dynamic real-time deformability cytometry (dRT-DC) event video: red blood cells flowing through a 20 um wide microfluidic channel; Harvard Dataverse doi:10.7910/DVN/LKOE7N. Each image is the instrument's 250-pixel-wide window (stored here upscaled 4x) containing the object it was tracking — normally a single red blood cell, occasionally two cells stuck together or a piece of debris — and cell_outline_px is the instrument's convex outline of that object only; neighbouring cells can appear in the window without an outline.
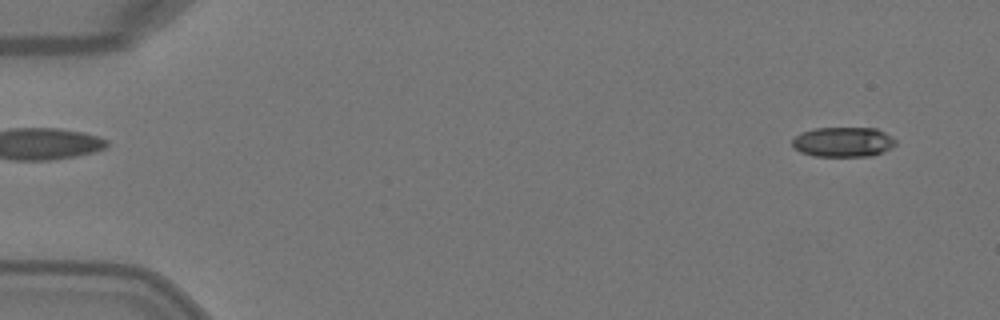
{"species": "Egyptian fruit bat (a non-hibernating species)", "species_latin": "Rousettus aegyptiacus", "temperature_condition": "warm", "stored_images_in_passage": 6, "segment_of_instrument_passage": [1, 2], "camera_frame_rate_fps": 3000, "um_per_image_px": 0.085, "animal": {"sex": "female"}, "frame": {"image": 1, "passage_image": 1, "time_ms": 0.0, "image_size_px": [1000, 320], "cell_outline_px": [[896, 144], [892, 148], [872, 156], [812, 156], [800, 152], [792, 144], [792, 140], [800, 132], [816, 128], [876, 128], [892, 136], [896, 140]], "centroid_in_image_um": [71.68, 12.07], "position_along_channel_um": 13.3, "area_um2": 18.09}}
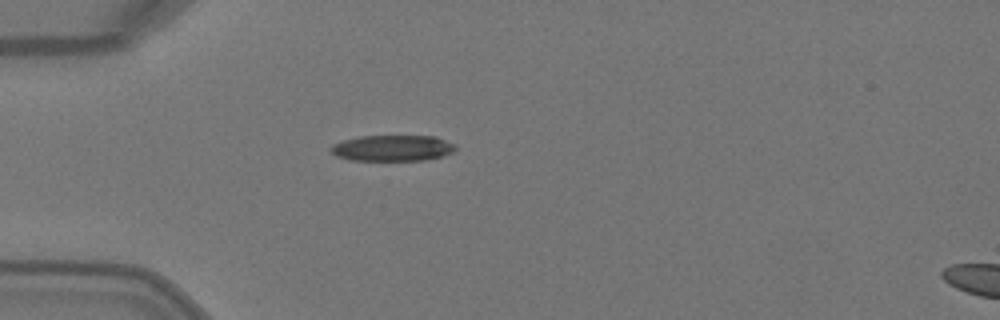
{"frame": {"image": 2, "passage_image": 4, "time_ms": 1.0, "image_size_px": [1000, 320], "cell_outline_px": [[456, 148], [452, 152], [440, 156], [424, 160], [348, 160], [336, 156], [332, 152], [332, 144], [344, 140], [360, 136], [436, 136], [456, 144]], "centroid_in_image_um": [33.37, 12.58], "position_along_channel_um": 51.6, "area_um2": 18.79}}